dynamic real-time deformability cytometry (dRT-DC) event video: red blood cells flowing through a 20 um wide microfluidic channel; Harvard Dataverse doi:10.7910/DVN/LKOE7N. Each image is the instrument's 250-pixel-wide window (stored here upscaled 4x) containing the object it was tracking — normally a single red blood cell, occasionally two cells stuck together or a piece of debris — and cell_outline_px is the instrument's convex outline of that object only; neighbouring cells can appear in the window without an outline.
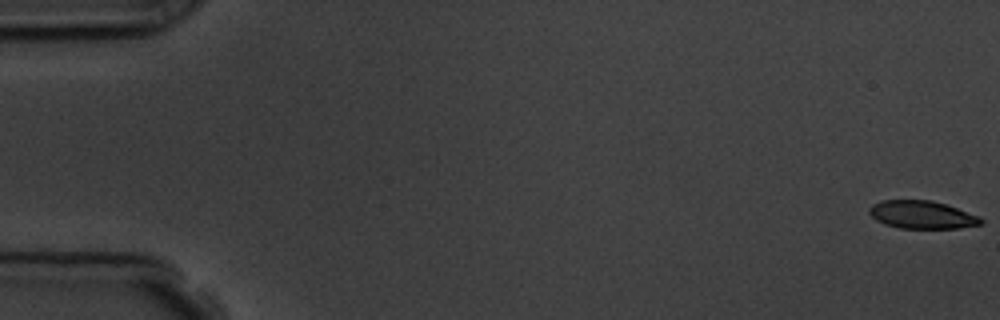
{"species": "common noctule bat (a hibernating species)", "species_latin": "Nyctalus noctula", "temperature_condition": "room temperature", "stored_images_in_passage": 57, "camera_frame_rate_fps": 3000, "um_per_image_px": 0.085, "animal": {"sex": "male", "body_mass_g": 19.5, "forearm_length_mm": 54.6}, "frame": {"image": 1, "passage_image": 1, "time_ms": 0.0, "image_size_px": [1000, 320], "cell_outline_px": [[984, 224], [960, 228], [900, 228], [884, 224], [876, 220], [868, 212], [868, 208], [872, 204], [880, 200], [932, 200], [948, 204], [980, 216], [984, 220]], "centroid_in_image_um": [78.4, 18.24], "position_along_channel_um": 6.6, "area_um2": 18.5}}
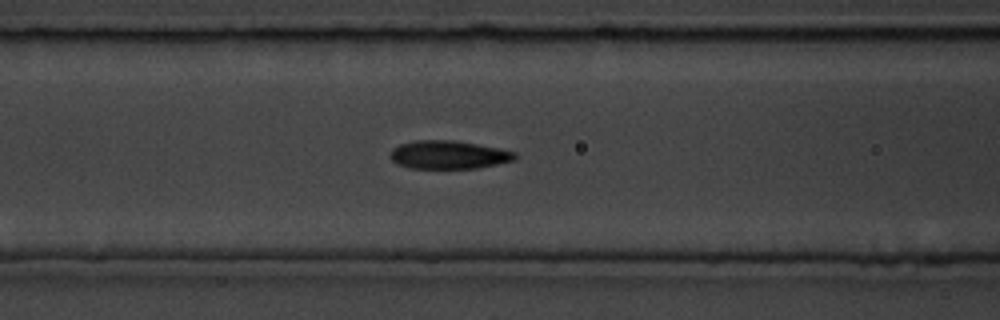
{"frame": {"image": 2, "passage_image": 24, "time_ms": 7.667, "image_size_px": [1000, 320], "cell_outline_px": [[516, 160], [476, 168], [408, 168], [396, 164], [388, 156], [392, 148], [400, 144], [416, 140], [452, 140], [500, 148], [516, 152]], "centroid_in_image_um": [38.09, 13.15], "position_along_channel_um": 128.5, "area_um2": 20.63}}
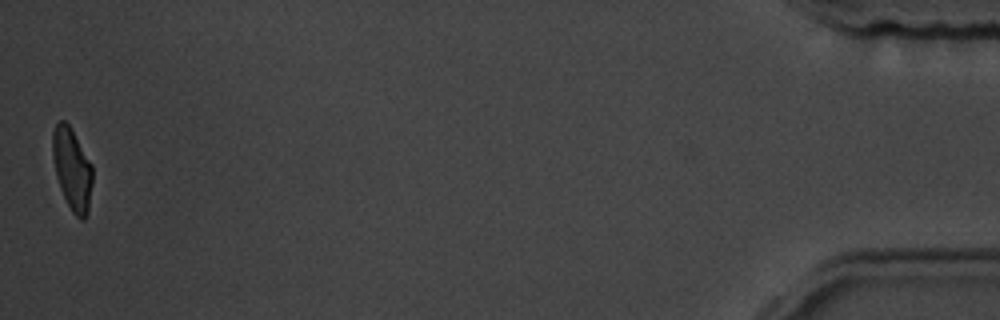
{"frame": {"image": 3, "passage_image": 57, "time_ms": 18.667, "image_size_px": [1000, 320], "cell_outline_px": [[92, 184], [88, 216], [84, 220], [80, 220], [72, 212], [60, 188], [56, 176], [52, 156], [52, 132], [56, 124], [60, 120], [64, 120], [68, 124], [92, 164]], "centroid_in_image_um": [6.13, 14.41], "position_along_channel_um": 429.1, "area_um2": 19.13}, "authors_computed_cell_mechanics": {"area_um2": 20.1722, "velocity_mm_per_s": 3.6021, "shape_relaxation_time_tau1_ms": 2.7523, "shape_relaxation_time_tau2_ms": 2.0273, "deformation_change_tau1": 0.1537, "deformation_change_tau2": 0.0895}}